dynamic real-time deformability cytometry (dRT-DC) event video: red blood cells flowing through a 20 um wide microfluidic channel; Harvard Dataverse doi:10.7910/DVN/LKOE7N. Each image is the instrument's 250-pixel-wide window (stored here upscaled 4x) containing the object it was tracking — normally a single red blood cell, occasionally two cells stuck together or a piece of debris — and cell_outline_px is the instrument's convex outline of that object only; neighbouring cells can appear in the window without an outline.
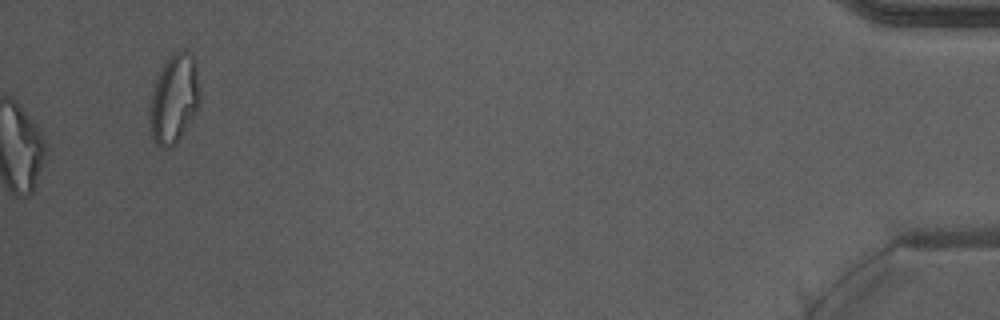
{"species": "Egyptian fruit bat (a non-hibernating species)", "species_latin": "Rousettus aegyptiacus", "temperature_condition": "warm", "stored_images_in_passage": 49, "camera_frame_rate_fps": 3000, "um_per_image_px": 0.085, "animal": {"sex": "male"}, "frame": {"image": 1, "passage_image": 49, "time_ms": 16.0, "image_size_px": [1000, 320], "cell_outline_px": [[200, 104], [196, 112], [184, 132], [172, 148], [160, 148], [156, 144], [152, 136], [148, 120], [148, 112], [152, 92], [160, 68], [164, 60], [172, 52], [180, 48], [184, 48], [196, 60], [200, 92]], "centroid_in_image_um": [14.79, 8.37], "position_along_channel_um": 420.4, "area_um2": 26.82}, "authors_computed_cell_mechanics": {"area_um2": 22.7732, "velocity_mm_per_s": 3.941, "shape_relaxation_time_tau1_ms": null, "shape_relaxation_time_tau2_ms": 4.3048, "deformation_change_tau1": null, "deformation_change_tau2": 0.0811}}